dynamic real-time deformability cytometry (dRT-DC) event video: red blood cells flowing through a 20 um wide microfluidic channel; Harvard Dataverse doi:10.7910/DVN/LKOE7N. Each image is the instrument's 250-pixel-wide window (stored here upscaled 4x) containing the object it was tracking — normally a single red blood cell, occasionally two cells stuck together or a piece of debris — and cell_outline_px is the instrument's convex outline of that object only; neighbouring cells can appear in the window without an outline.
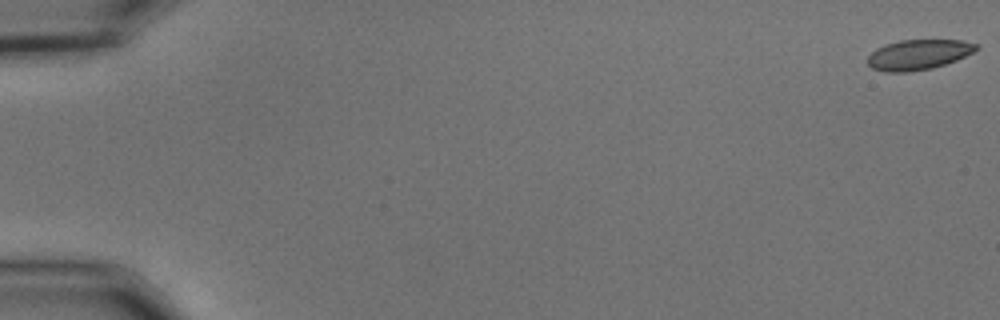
{"species": "common noctule bat (a hibernating species)", "species_latin": "Nyctalus noctula", "temperature_condition": "cold", "stored_images_in_passage": 19, "camera_frame_rate_fps": 3000, "um_per_image_px": 0.085, "animal": {"sex": "male", "body_mass_g": 15.6}, "frame": {"image": 1, "passage_image": 1, "time_ms": 0.0, "image_size_px": [1000, 320], "cell_outline_px": [[980, 48], [956, 60], [932, 68], [908, 72], [884, 72], [872, 68], [868, 64], [868, 56], [876, 48], [884, 44], [900, 40], [964, 40], [980, 44]], "centroid_in_image_um": [78.07, 4.63], "position_along_channel_um": 6.9, "area_um2": 19.19}}
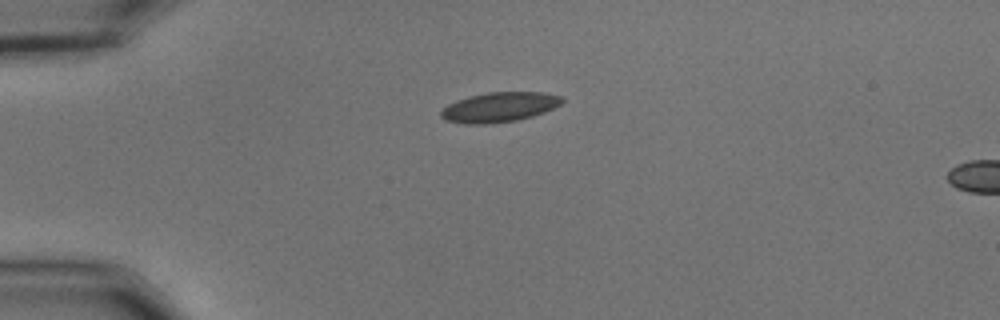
{"frame": {"image": 2, "passage_image": 15, "time_ms": 4.667, "image_size_px": [1000, 320], "cell_outline_px": [[564, 100], [560, 104], [544, 112], [532, 116], [516, 120], [488, 124], [464, 124], [444, 120], [440, 116], [440, 112], [448, 104], [456, 100], [468, 96], [488, 92], [544, 92], [560, 96]], "centroid_in_image_um": [42.4, 9.11], "position_along_channel_um": 42.6, "area_um2": 21.04}}